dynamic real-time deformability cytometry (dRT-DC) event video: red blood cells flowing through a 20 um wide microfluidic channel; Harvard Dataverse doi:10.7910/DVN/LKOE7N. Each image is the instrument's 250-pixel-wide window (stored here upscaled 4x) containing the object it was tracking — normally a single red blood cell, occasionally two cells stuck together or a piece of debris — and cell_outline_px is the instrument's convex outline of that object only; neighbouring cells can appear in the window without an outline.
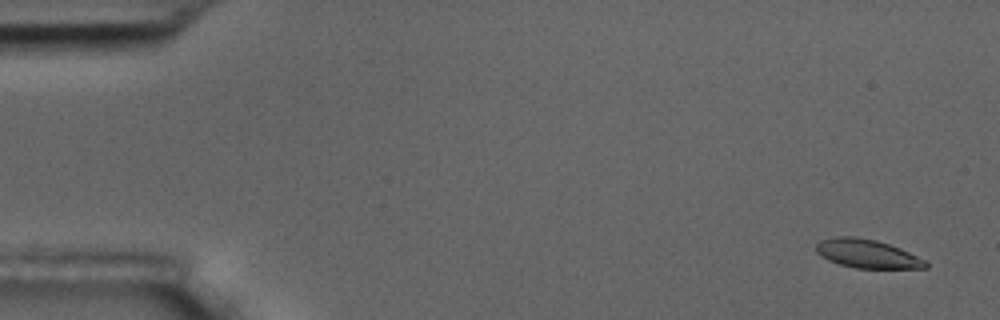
{"species": "common noctule bat (a hibernating species)", "species_latin": "Nyctalus noctula", "temperature_condition": "room temperature", "stored_images_in_passage": 57, "camera_frame_rate_fps": 3000, "um_per_image_px": 0.085, "animal": {"sex": "male", "body_mass_g": 17.5, "forearm_length_mm": 52.3}, "frame": {"image": 1, "passage_image": 3, "time_ms": 0.667, "image_size_px": [1000, 320], "cell_outline_px": [[928, 268], [856, 268], [840, 264], [828, 260], [820, 256], [816, 252], [816, 244], [820, 240], [836, 236], [856, 236], [876, 240], [900, 248], [924, 260], [928, 264]], "centroid_in_image_um": [73.66, 21.56], "position_along_channel_um": 11.3, "area_um2": 18.21}}
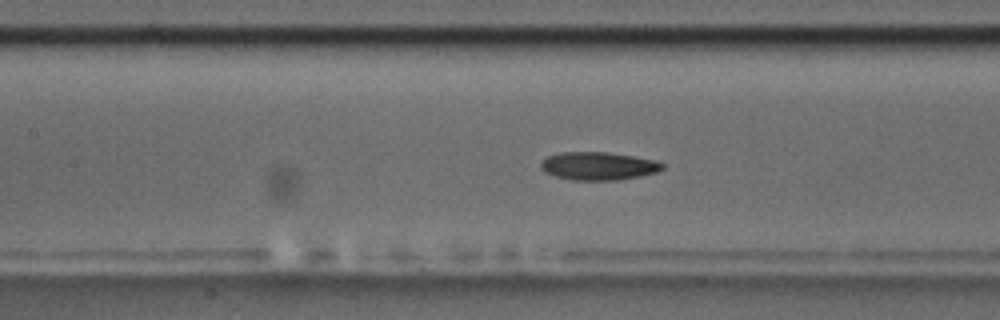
{"frame": {"image": 2, "passage_image": 26, "time_ms": 8.333, "image_size_px": [1000, 320], "cell_outline_px": [[664, 168], [656, 172], [640, 176], [620, 180], [572, 180], [556, 176], [544, 172], [540, 168], [540, 164], [548, 156], [560, 152], [608, 152], [656, 160], [664, 164]], "centroid_in_image_um": [50.86, 14.11], "position_along_channel_um": 156.5, "area_um2": 19.88}}
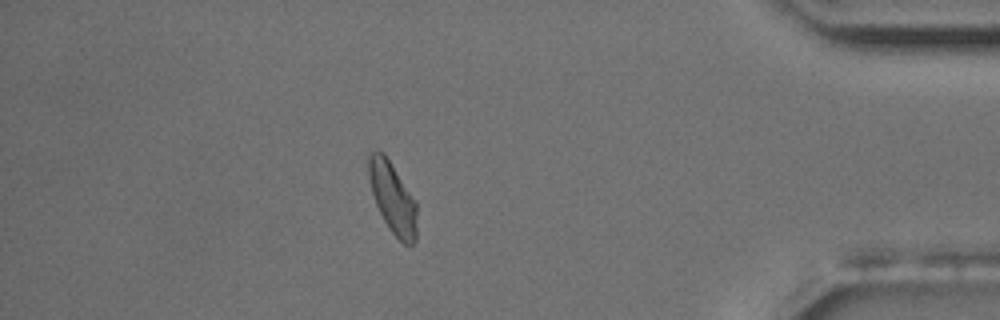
{"frame": {"image": 3, "passage_image": 50, "time_ms": 16.333, "image_size_px": [1000, 320], "cell_outline_px": [[416, 240], [412, 244], [404, 244], [388, 228], [376, 204], [372, 192], [368, 176], [368, 152], [384, 152], [416, 200]], "centroid_in_image_um": [33.37, 16.8], "position_along_channel_um": 401.8, "area_um2": 19.88}, "authors_computed_cell_mechanics": {"area_um2": 19.5942, "velocity_mm_per_s": 3.5807, "shape_relaxation_time_tau1_ms": null, "shape_relaxation_time_tau2_ms": 5.3233, "deformation_change_tau1": null, "deformation_change_tau2": 0.1142}}